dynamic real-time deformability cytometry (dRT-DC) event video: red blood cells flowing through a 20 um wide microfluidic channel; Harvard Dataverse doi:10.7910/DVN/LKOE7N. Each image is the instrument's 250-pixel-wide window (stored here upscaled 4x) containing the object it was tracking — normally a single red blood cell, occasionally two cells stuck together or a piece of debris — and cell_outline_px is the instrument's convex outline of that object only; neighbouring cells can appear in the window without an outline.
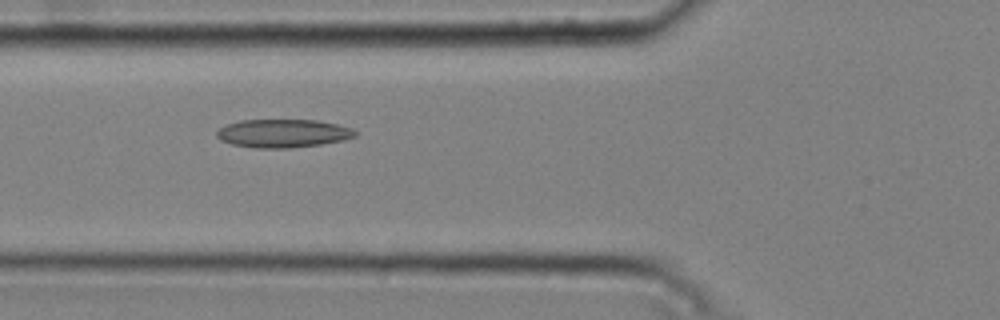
{"species": "common noctule bat (a hibernating species)", "species_latin": "Nyctalus noctula", "temperature_condition": "cold", "stored_images_in_passage": 43, "camera_frame_rate_fps": 3000, "um_per_image_px": 0.085, "animal": {"sex": "male", "body_mass_g": 20.4}, "frame": {"image": 1, "passage_image": 16, "time_ms": 5.0, "image_size_px": [1000, 320], "cell_outline_px": [[360, 132], [356, 136], [344, 140], [320, 144], [292, 148], [256, 148], [232, 144], [220, 140], [216, 136], [216, 132], [220, 128], [228, 124], [240, 120], [316, 120], [336, 124], [352, 128]], "centroid_in_image_um": [24.08, 11.34], "position_along_channel_um": 101.7, "area_um2": 22.89}}
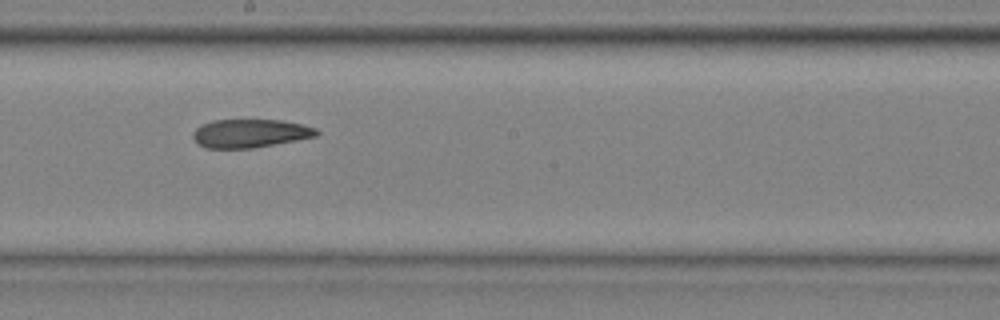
{"frame": {"image": 2, "passage_image": 26, "time_ms": 8.333, "image_size_px": [1000, 320], "cell_outline_px": [[320, 132], [316, 136], [296, 140], [252, 148], [204, 148], [196, 144], [192, 136], [192, 132], [196, 128], [212, 120], [280, 120], [300, 124], [316, 128]], "centroid_in_image_um": [21.21, 11.34], "position_along_channel_um": 227.0, "area_um2": 20.4}}
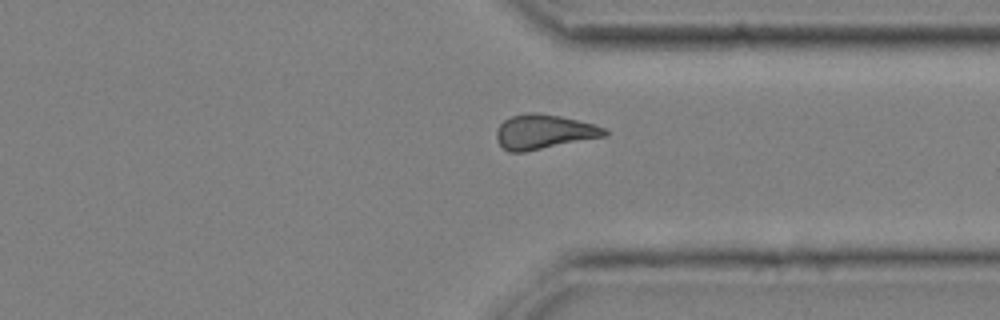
{"frame": {"image": 3, "passage_image": 37, "time_ms": 12.0, "image_size_px": [1000, 320], "cell_outline_px": [[608, 136], [524, 152], [508, 152], [496, 140], [496, 128], [504, 120], [512, 116], [528, 112], [540, 112], [560, 116], [592, 124], [604, 128], [608, 132]], "centroid_in_image_um": [46.21, 11.2], "position_along_channel_um": 365.2, "area_um2": 21.85}, "authors_computed_cell_mechanics": {"area_um2": 21.9062, "velocity_mm_per_s": 3.7556, "shape_relaxation_time_tau1_ms": null, "shape_relaxation_time_tau2_ms": 8.1179, "deformation_change_tau1": null, "deformation_change_tau2": 0.1597}}